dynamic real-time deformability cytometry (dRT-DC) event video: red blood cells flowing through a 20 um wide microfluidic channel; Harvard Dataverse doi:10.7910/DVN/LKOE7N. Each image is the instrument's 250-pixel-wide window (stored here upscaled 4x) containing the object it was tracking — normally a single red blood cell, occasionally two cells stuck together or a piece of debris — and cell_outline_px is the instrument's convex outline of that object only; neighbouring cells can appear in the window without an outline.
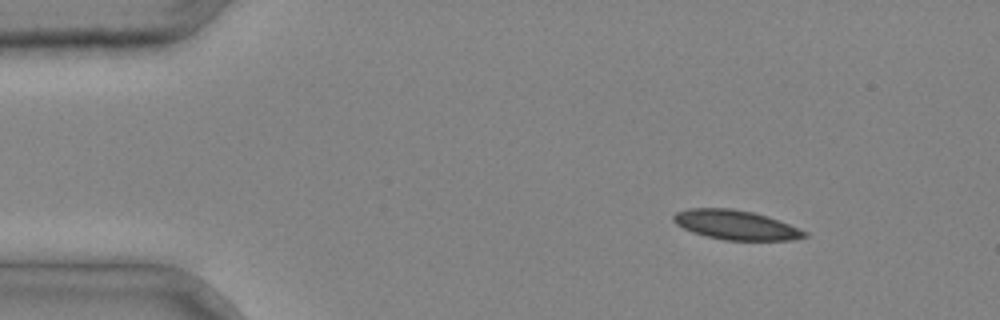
{"species": "common noctule bat (a hibernating species)", "species_latin": "Nyctalus noctula", "temperature_condition": "cold", "stored_images_in_passage": 3, "camera_frame_rate_fps": 3000, "um_per_image_px": 0.085, "animal": {"sex": "male", "body_mass_g": 20.4}, "frame": {"image": 1, "passage_image": 1, "time_ms": 0.0, "image_size_px": [1000, 320], "cell_outline_px": [[808, 236], [792, 240], [724, 240], [692, 232], [676, 224], [672, 220], [672, 216], [676, 212], [688, 208], [732, 208], [752, 212], [768, 216], [800, 228], [808, 232]], "centroid_in_image_um": [62.55, 19.11], "position_along_channel_um": 22.4, "area_um2": 22.54}}
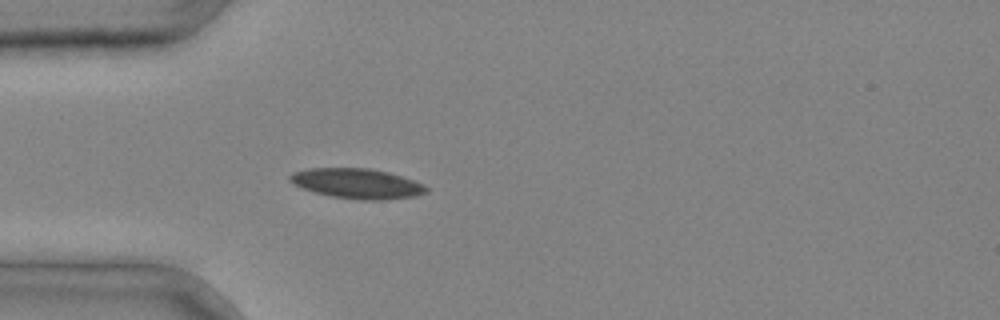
{"frame": {"image": 2, "passage_image": 3, "time_ms": 0.667, "image_size_px": [1000, 320], "cell_outline_px": [[428, 192], [416, 196], [380, 200], [360, 200], [332, 196], [316, 192], [292, 184], [288, 180], [288, 176], [292, 172], [308, 168], [368, 168], [388, 172], [424, 184], [428, 188]], "centroid_in_image_um": [30.34, 15.59], "position_along_channel_um": 54.7, "area_um2": 23.81}}